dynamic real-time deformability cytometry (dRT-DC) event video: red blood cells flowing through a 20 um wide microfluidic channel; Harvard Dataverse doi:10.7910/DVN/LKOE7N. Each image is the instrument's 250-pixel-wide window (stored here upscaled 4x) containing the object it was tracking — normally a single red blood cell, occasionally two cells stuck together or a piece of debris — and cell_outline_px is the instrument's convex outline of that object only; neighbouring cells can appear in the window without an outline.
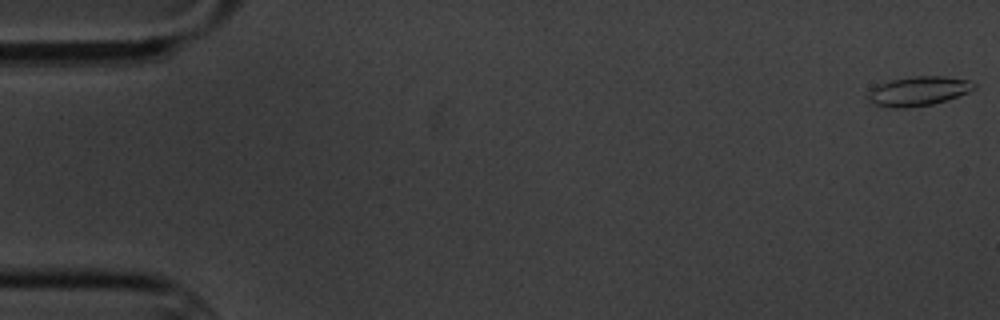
{"species": "common noctule bat (a hibernating species)", "species_latin": "Nyctalus noctula", "temperature_condition": "cold", "stored_images_in_passage": 5, "camera_frame_rate_fps": 3000, "um_per_image_px": 0.085, "animal": {"sex": "male", "body_mass_g": 20.1, "forearm_length_mm": 53.5}, "frame": {"image": 1, "passage_image": 1, "time_ms": 0.0, "image_size_px": [1000, 320], "cell_outline_px": [[976, 88], [968, 92], [932, 104], [904, 108], [892, 108], [872, 104], [868, 100], [868, 88], [876, 84], [892, 80], [916, 76], [944, 76], [968, 80], [976, 84]], "centroid_in_image_um": [77.99, 7.74], "position_along_channel_um": 7.0, "area_um2": 18.15}}